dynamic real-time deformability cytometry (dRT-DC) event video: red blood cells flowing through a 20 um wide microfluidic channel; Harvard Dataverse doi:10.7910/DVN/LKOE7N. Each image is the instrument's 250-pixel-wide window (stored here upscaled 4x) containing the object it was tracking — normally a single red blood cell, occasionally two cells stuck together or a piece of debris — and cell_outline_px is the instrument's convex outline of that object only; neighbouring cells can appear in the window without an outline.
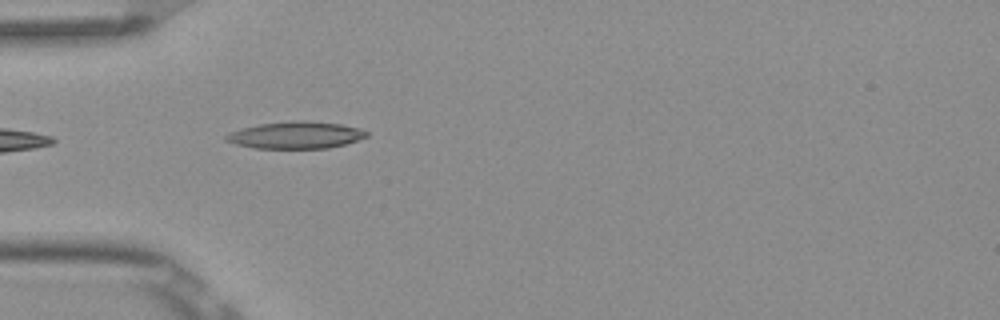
{"species": "Egyptian fruit bat (a non-hibernating species)", "species_latin": "Rousettus aegyptiacus", "temperature_condition": "room temperature", "stored_images_in_passage": 5, "camera_frame_rate_fps": 3000, "um_per_image_px": 0.085, "frame": {"image": 1, "passage_image": 4, "time_ms": 1.0, "image_size_px": [1000, 320], "cell_outline_px": [[368, 136], [344, 144], [328, 148], [256, 148], [236, 144], [224, 140], [224, 136], [228, 132], [260, 124], [296, 120], [304, 120], [340, 124], [360, 128], [368, 132]], "centroid_in_image_um": [25.13, 11.48], "position_along_channel_um": 59.9, "area_um2": 21.96}}
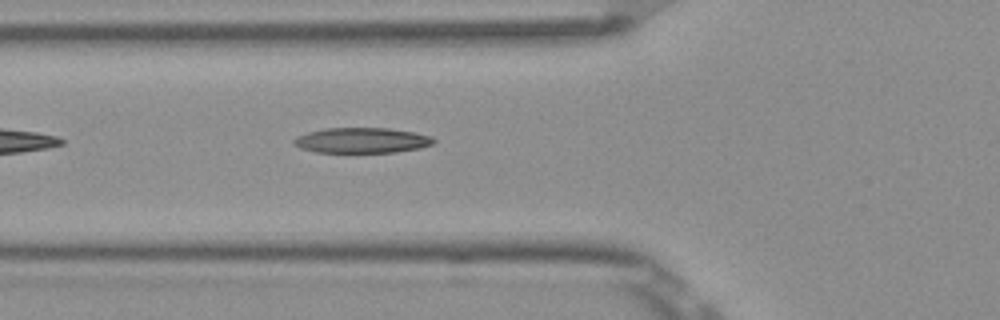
{"frame": {"image": 2, "passage_image": 5, "time_ms": 1.333, "image_size_px": [1000, 320], "cell_outline_px": [[436, 140], [432, 144], [420, 148], [396, 152], [316, 152], [300, 148], [292, 144], [292, 140], [296, 136], [308, 132], [324, 128], [388, 128], [416, 132], [432, 136]], "centroid_in_image_um": [30.75, 11.92], "position_along_channel_um": 95.1, "area_um2": 20.81}}